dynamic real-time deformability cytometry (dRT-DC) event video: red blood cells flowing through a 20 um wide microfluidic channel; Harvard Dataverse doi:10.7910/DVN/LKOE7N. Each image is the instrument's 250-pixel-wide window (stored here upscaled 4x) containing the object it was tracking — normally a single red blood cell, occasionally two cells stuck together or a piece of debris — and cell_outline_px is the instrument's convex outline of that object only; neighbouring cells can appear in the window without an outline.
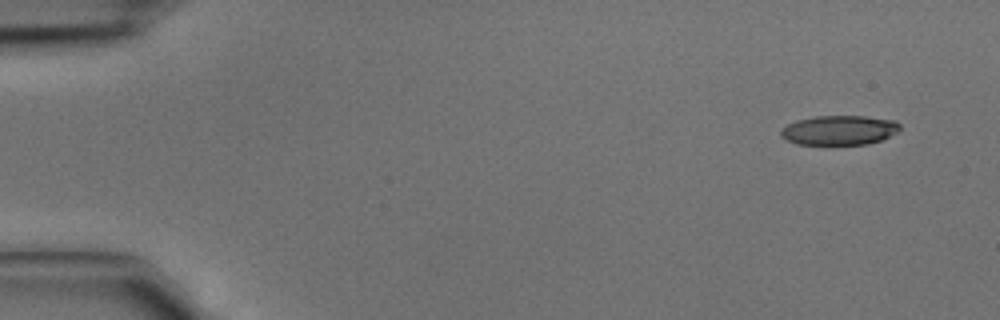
{"species": "common noctule bat (a hibernating species)", "species_latin": "Nyctalus noctula", "temperature_condition": "cold", "stored_images_in_passage": 4, "camera_frame_rate_fps": 3000, "um_per_image_px": 0.085, "animal": {"sex": "male", "body_mass_g": 15.6}, "frame": {"image": 1, "passage_image": 1, "time_ms": 0.0, "image_size_px": [1000, 320], "cell_outline_px": [[900, 132], [880, 140], [868, 144], [796, 144], [780, 136], [780, 132], [788, 124], [796, 120], [816, 116], [864, 116], [896, 120], [900, 124]], "centroid_in_image_um": [71.38, 11.06], "position_along_channel_um": 13.6, "area_um2": 20.52}}
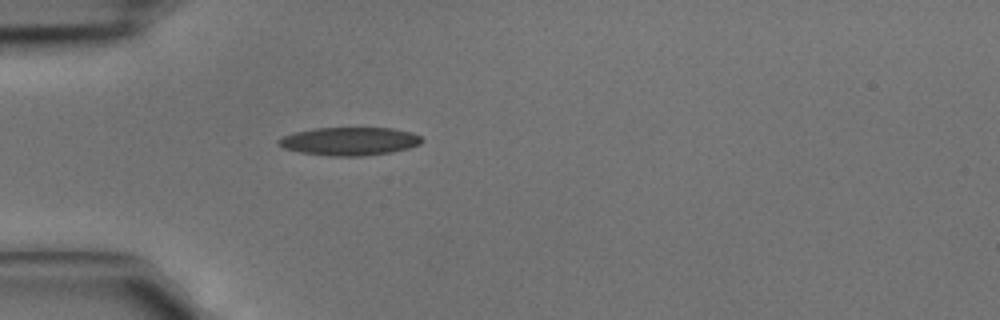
{"frame": {"image": 2, "passage_image": 4, "time_ms": 1.0, "image_size_px": [1000, 320], "cell_outline_px": [[424, 140], [420, 144], [408, 148], [392, 152], [364, 156], [328, 156], [300, 152], [284, 148], [276, 144], [276, 140], [284, 136], [296, 132], [316, 128], [392, 128], [412, 132], [420, 136]], "centroid_in_image_um": [29.72, 12.01], "position_along_channel_um": 55.3, "area_um2": 23.58}}